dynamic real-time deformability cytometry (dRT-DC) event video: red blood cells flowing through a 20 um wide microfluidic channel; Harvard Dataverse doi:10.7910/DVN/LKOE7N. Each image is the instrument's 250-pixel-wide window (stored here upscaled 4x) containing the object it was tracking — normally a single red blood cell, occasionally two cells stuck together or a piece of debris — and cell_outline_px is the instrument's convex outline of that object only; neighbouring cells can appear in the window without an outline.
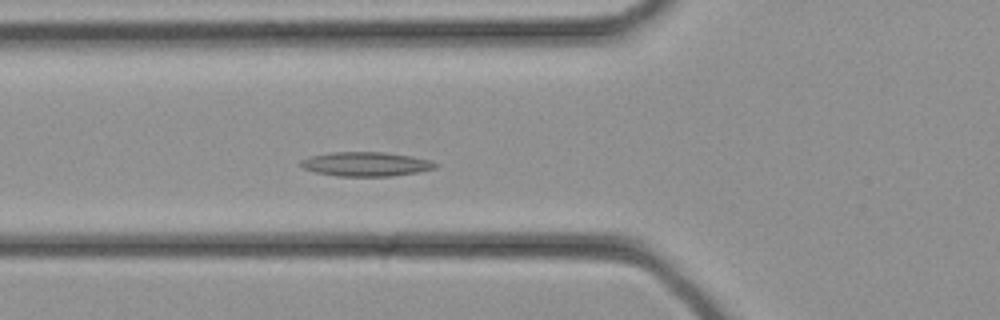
{"species": "common noctule bat (a hibernating species)", "species_latin": "Nyctalus noctula", "temperature_condition": "cold", "stored_images_in_passage": 34, "camera_frame_rate_fps": 3000, "um_per_image_px": 0.085, "animal": {"sex": "female", "body_mass_g": 21.9}, "frame": {"image": 1, "passage_image": 12, "time_ms": 3.667, "image_size_px": [1000, 320], "cell_outline_px": [[440, 164], [436, 168], [416, 172], [392, 176], [336, 176], [316, 172], [304, 168], [300, 164], [300, 160], [308, 156], [328, 152], [384, 152], [412, 156], [432, 160]], "centroid_in_image_um": [31.11, 13.94], "position_along_channel_um": 94.7, "area_um2": 19.19}}
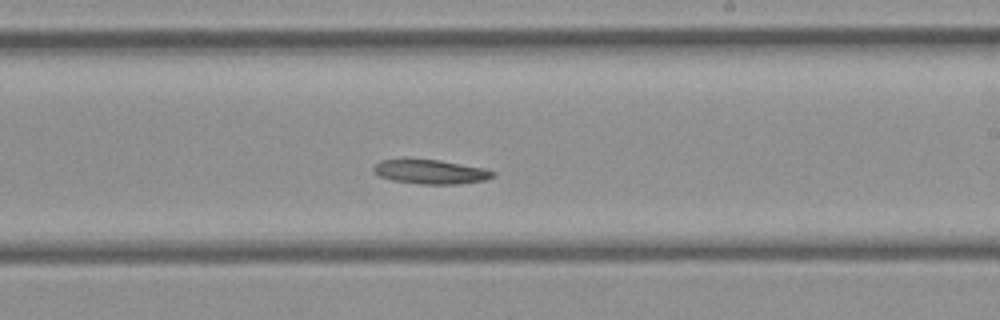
{"frame": {"image": 2, "passage_image": 20, "time_ms": 6.333, "image_size_px": [1000, 320], "cell_outline_px": [[496, 176], [484, 180], [460, 184], [420, 184], [392, 180], [380, 176], [372, 168], [380, 160], [440, 160], [484, 168], [496, 172]], "centroid_in_image_um": [36.66, 14.61], "position_along_channel_um": 252.3, "area_um2": 16.65}}
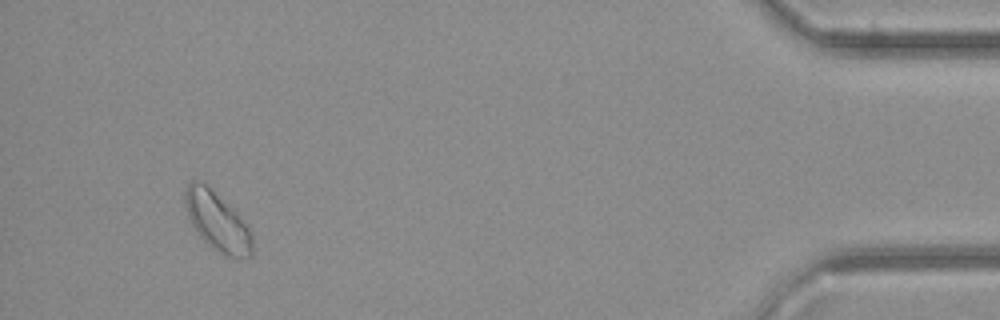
{"frame": {"image": 3, "passage_image": 32, "time_ms": 10.333, "image_size_px": [1000, 320], "cell_outline_px": [[252, 256], [248, 260], [232, 260], [224, 256], [212, 248], [200, 236], [192, 224], [188, 216], [184, 204], [184, 192], [188, 184], [192, 180], [204, 184], [232, 208], [236, 212], [252, 232]], "centroid_in_image_um": [18.5, 18.92], "position_along_channel_um": 416.7, "area_um2": 23.12}}